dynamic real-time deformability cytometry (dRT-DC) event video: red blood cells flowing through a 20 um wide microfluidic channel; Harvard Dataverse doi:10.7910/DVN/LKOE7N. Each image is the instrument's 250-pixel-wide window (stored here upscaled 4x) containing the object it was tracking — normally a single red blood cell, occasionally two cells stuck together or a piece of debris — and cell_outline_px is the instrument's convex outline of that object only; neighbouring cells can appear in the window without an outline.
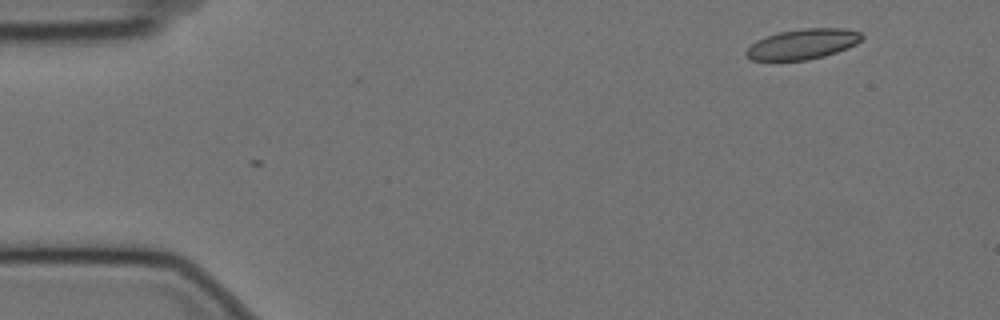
{"species": "Egyptian fruit bat (a non-hibernating species)", "species_latin": "Rousettus aegyptiacus", "temperature_condition": "cold", "stored_images_in_passage": 2, "camera_frame_rate_fps": 3000, "um_per_image_px": 0.085, "animal": {"sex": "female"}, "frame": {"image": 1, "passage_image": 2, "time_ms": 0.333, "image_size_px": [1000, 320], "cell_outline_px": [[864, 36], [856, 44], [836, 52], [824, 56], [808, 60], [752, 60], [744, 52], [756, 40], [764, 36], [780, 32], [804, 28], [844, 28], [860, 32]], "centroid_in_image_um": [68.23, 3.74], "position_along_channel_um": 16.8, "area_um2": 20.29}}